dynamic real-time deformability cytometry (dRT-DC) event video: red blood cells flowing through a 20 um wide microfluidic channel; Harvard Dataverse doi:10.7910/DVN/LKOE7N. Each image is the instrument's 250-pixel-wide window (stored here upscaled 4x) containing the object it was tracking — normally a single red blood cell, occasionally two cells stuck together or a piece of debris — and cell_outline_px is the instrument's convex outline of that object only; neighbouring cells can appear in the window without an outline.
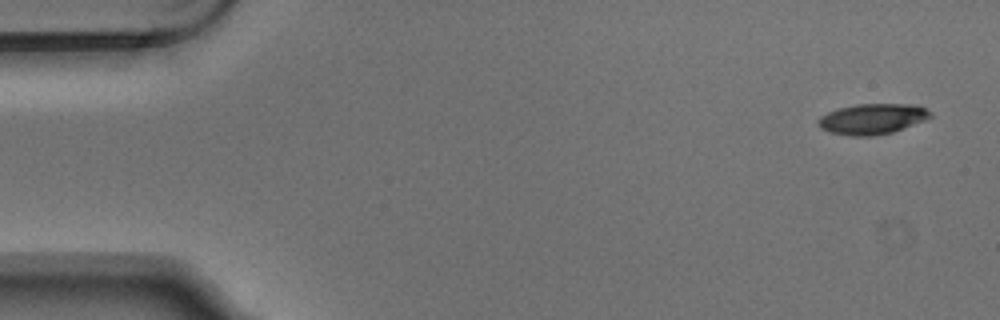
{"species": "Egyptian fruit bat (a non-hibernating species)", "species_latin": "Rousettus aegyptiacus", "temperature_condition": "warm", "stored_images_in_passage": 8, "camera_frame_rate_fps": 3000, "um_per_image_px": 0.085, "animal": {"sex": "male"}, "frame": {"image": 1, "passage_image": 1, "time_ms": 0.0, "image_size_px": [1000, 320], "cell_outline_px": [[932, 116], [924, 120], [904, 128], [892, 132], [872, 136], [848, 136], [828, 132], [820, 128], [816, 124], [816, 120], [820, 116], [828, 112], [840, 108], [856, 104], [908, 104], [924, 108], [932, 112]], "centroid_in_image_um": [74.08, 10.12], "position_along_channel_um": 10.9, "area_um2": 20.0}}
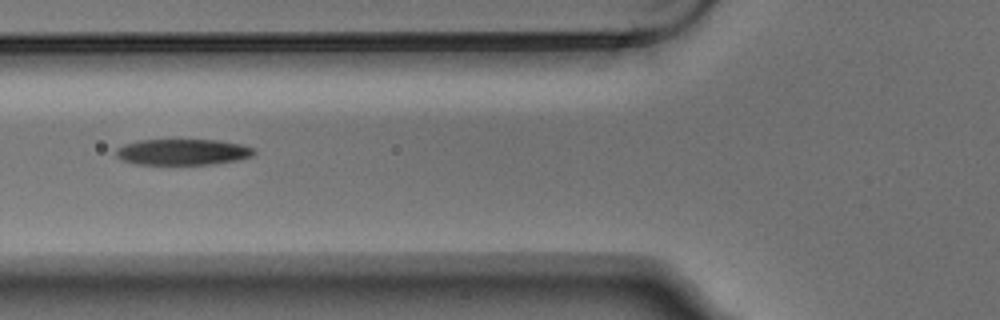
{"frame": {"image": 2, "passage_image": 6, "time_ms": 1.667, "image_size_px": [1000, 320], "cell_outline_px": [[256, 152], [252, 156], [240, 160], [212, 164], [136, 164], [124, 160], [116, 156], [116, 148], [124, 144], [140, 140], [216, 140], [240, 144], [252, 148]], "centroid_in_image_um": [15.54, 12.92], "position_along_channel_um": 110.3, "area_um2": 20.81}}
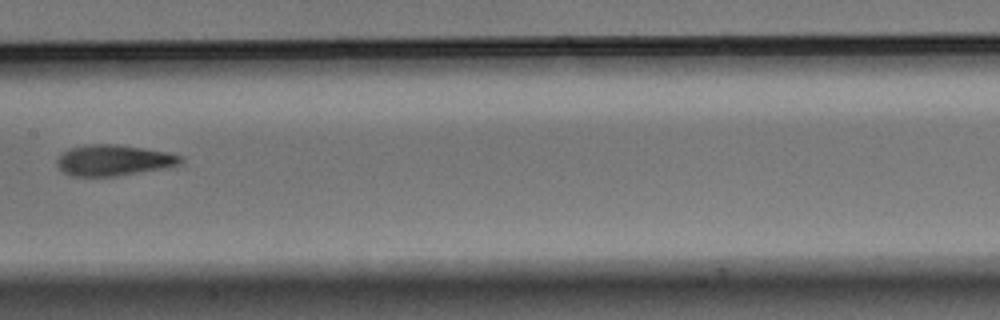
{"frame": {"image": 3, "passage_image": 8, "time_ms": 2.333, "image_size_px": [1000, 320], "cell_outline_px": [[184, 160], [180, 164], [168, 168], [116, 176], [72, 176], [64, 172], [56, 164], [56, 160], [64, 152], [72, 148], [92, 144], [116, 144], [164, 152], [184, 156]], "centroid_in_image_um": [9.7, 13.64], "position_along_channel_um": 197.7, "area_um2": 22.08}}